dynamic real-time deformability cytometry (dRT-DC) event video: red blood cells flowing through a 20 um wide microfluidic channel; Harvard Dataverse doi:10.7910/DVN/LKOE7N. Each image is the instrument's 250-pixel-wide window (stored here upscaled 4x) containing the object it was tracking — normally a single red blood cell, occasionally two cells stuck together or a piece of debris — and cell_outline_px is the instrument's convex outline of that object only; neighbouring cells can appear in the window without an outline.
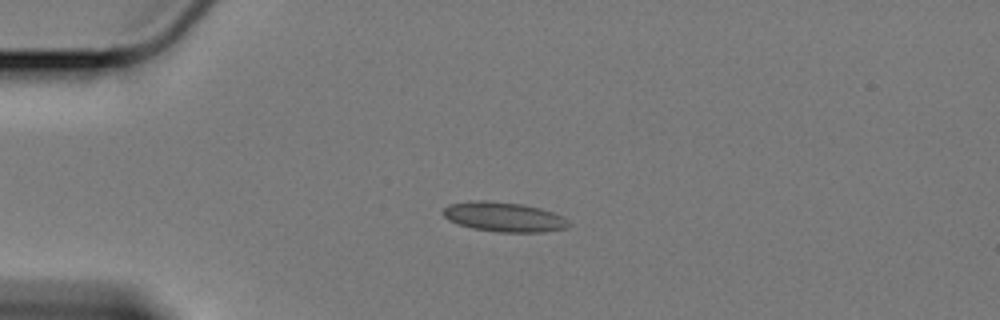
{"species": "Egyptian fruit bat (a non-hibernating species)", "species_latin": "Rousettus aegyptiacus", "temperature_condition": "cold", "stored_images_in_passage": 17, "camera_frame_rate_fps": 3000, "um_per_image_px": 0.085, "animal": {"sex": "female"}, "frame": {"image": 1, "passage_image": 1, "time_ms": 0.0, "image_size_px": [1000, 320], "cell_outline_px": [[572, 224], [568, 228], [544, 232], [496, 232], [472, 228], [448, 220], [440, 212], [448, 204], [468, 200], [488, 200], [524, 204], [540, 208], [564, 216]], "centroid_in_image_um": [42.84, 18.43], "position_along_channel_um": 42.2, "area_um2": 22.14}}
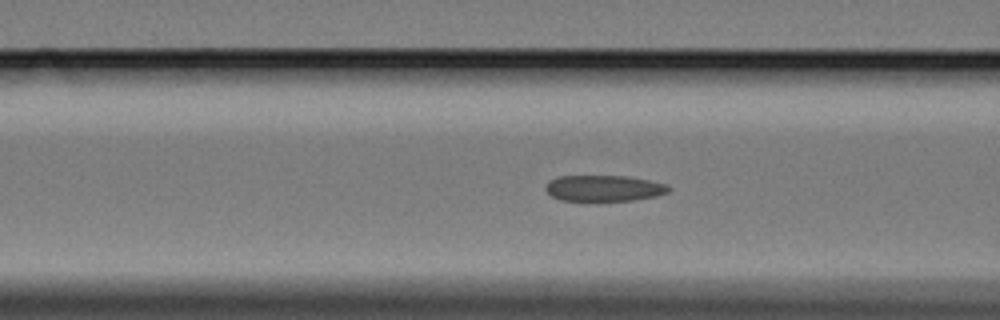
{"frame": {"image": 2, "passage_image": 10, "time_ms": 3.0, "image_size_px": [1000, 320], "cell_outline_px": [[672, 188], [668, 192], [656, 196], [632, 200], [600, 204], [560, 200], [552, 196], [544, 188], [548, 180], [560, 176], [628, 176], [668, 184]], "centroid_in_image_um": [51.31, 16.05], "position_along_channel_um": 115.3, "area_um2": 19.65}}
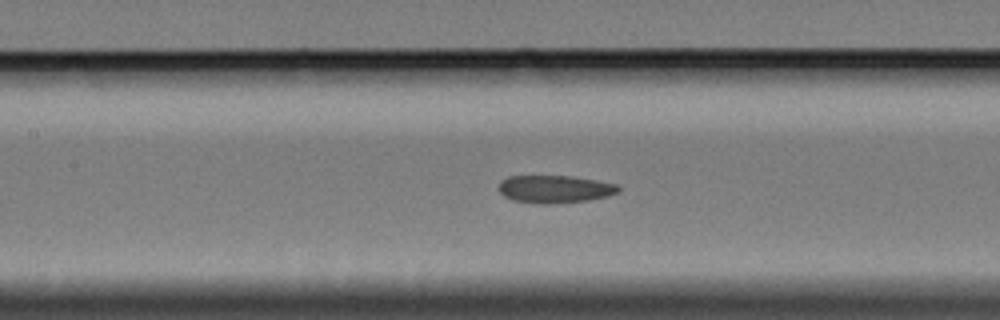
{"frame": {"image": 3, "passage_image": 14, "time_ms": 4.333, "image_size_px": [1000, 320], "cell_outline_px": [[620, 192], [608, 196], [588, 200], [556, 204], [536, 204], [512, 200], [504, 196], [500, 192], [500, 180], [508, 176], [572, 176], [620, 184]], "centroid_in_image_um": [47.19, 16.08], "position_along_channel_um": 160.2, "area_um2": 19.59}}